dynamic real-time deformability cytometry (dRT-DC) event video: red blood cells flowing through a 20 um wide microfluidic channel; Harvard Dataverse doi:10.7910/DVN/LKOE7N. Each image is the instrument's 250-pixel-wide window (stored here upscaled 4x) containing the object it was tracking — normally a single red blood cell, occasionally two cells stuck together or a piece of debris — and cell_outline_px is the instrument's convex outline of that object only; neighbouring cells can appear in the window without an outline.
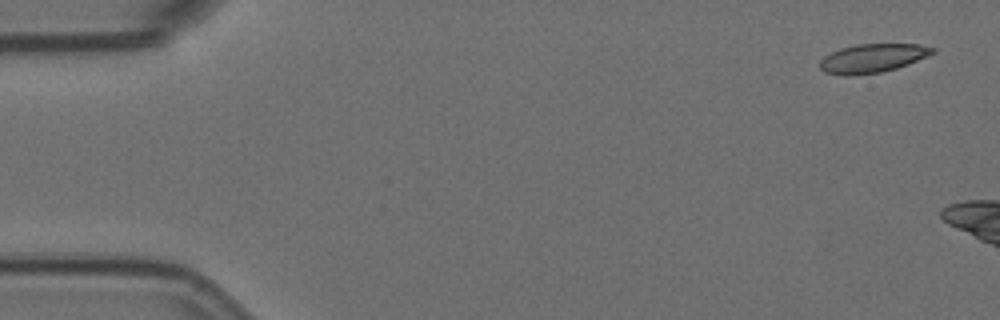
{"species": "Egyptian fruit bat (a non-hibernating species)", "species_latin": "Rousettus aegyptiacus", "temperature_condition": "room temperature", "stored_images_in_passage": 3, "camera_frame_rate_fps": 3000, "um_per_image_px": 0.085, "animal": {"sex": "female"}, "frame": {"image": 1, "passage_image": 1, "time_ms": 0.0, "image_size_px": [1000, 320], "cell_outline_px": [[936, 52], [928, 56], [908, 64], [896, 68], [880, 72], [848, 76], [824, 72], [820, 68], [820, 60], [824, 56], [840, 48], [856, 44], [920, 44], [936, 48]], "centroid_in_image_um": [74.18, 4.94], "position_along_channel_um": 10.8, "area_um2": 18.9}}